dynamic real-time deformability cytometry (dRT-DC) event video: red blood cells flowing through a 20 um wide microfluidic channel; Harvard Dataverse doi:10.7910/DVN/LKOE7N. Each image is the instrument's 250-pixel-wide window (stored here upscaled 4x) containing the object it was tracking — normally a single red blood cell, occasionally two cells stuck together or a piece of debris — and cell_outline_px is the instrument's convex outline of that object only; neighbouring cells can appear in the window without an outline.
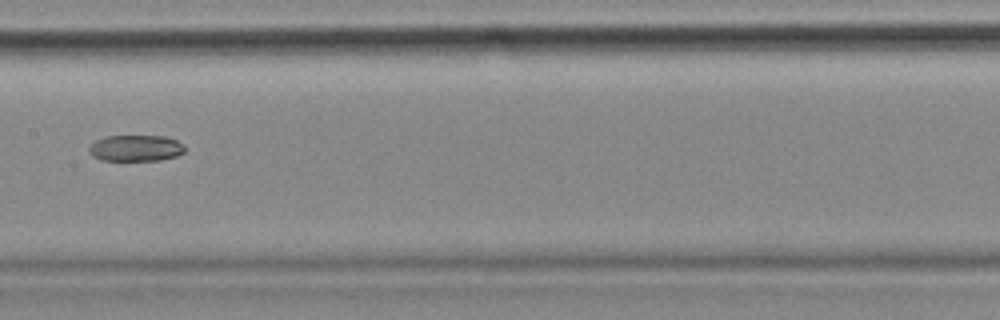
{"species": "common noctule bat (a hibernating species)", "species_latin": "Nyctalus noctula", "temperature_condition": "cold", "stored_images_in_passage": 9, "camera_frame_rate_fps": 3000, "um_per_image_px": 0.085, "animal": {"sex": "female", "body_mass_g": 18.4}, "frame": {"image": 1, "passage_image": 8, "time_ms": 2.333, "image_size_px": [1000, 320], "cell_outline_px": [[184, 152], [176, 156], [160, 160], [100, 160], [92, 156], [88, 152], [88, 148], [96, 140], [104, 136], [164, 136], [176, 140], [184, 144]], "centroid_in_image_um": [11.52, 12.59], "position_along_channel_um": 195.9, "area_um2": 14.68}}